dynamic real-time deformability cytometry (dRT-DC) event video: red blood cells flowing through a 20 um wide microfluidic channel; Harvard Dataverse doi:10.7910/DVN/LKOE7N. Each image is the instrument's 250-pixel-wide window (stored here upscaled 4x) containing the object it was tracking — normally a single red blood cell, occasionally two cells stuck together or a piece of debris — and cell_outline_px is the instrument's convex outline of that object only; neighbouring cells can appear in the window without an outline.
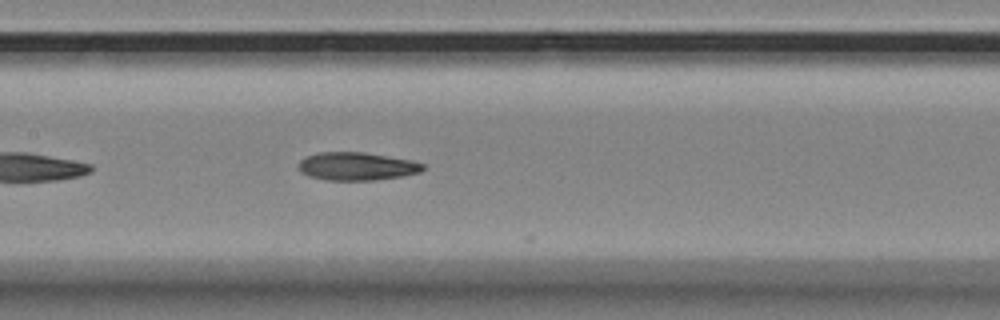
{"species": "Egyptian fruit bat (a non-hibernating species)", "species_latin": "Rousettus aegyptiacus", "temperature_condition": "room temperature", "stored_images_in_passage": 17, "camera_frame_rate_fps": 3000, "um_per_image_px": 0.085, "animal": {"sex": "female"}, "frame": {"image": 1, "passage_image": 11, "time_ms": 3.333, "image_size_px": [1000, 320], "cell_outline_px": [[424, 168], [420, 172], [400, 176], [376, 180], [328, 180], [308, 176], [300, 168], [300, 160], [308, 156], [320, 152], [364, 152], [412, 160], [424, 164]], "centroid_in_image_um": [30.36, 14.13], "position_along_channel_um": 177.0, "area_um2": 20.06}}